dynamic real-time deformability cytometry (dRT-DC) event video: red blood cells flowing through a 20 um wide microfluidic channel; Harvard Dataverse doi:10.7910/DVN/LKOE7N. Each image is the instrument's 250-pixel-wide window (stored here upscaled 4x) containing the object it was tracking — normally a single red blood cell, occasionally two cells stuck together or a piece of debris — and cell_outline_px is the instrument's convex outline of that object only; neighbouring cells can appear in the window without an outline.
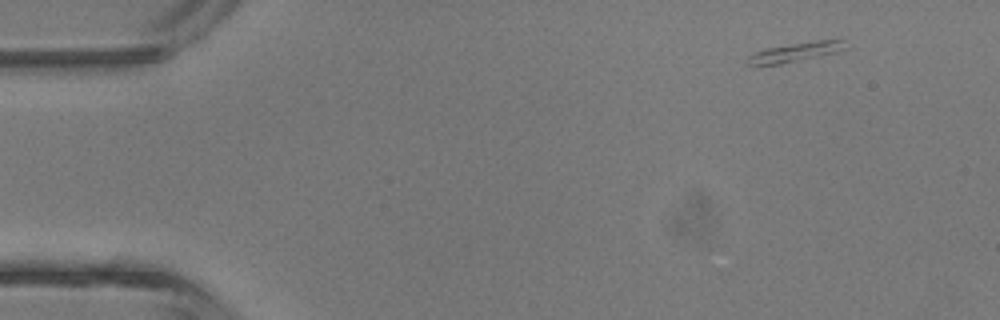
{"species": "common noctule bat (a hibernating species)", "species_latin": "Nyctalus noctula", "temperature_condition": "room temperature", "stored_images_in_passage": 2, "camera_frame_rate_fps": 3000, "um_per_image_px": 0.085, "animal": {"sex": "male", "body_mass_g": 13.3}, "frame": {"image": 1, "passage_image": 2, "time_ms": 2.0, "image_size_px": [1000, 320], "cell_outline_px": [[848, 48], [836, 52], [780, 64], [744, 64], [744, 60], [748, 56], [756, 52], [768, 48], [816, 40], [844, 40]], "centroid_in_image_um": [67.62, 4.42], "position_along_channel_um": 17.4, "area_um2": 10.69}}